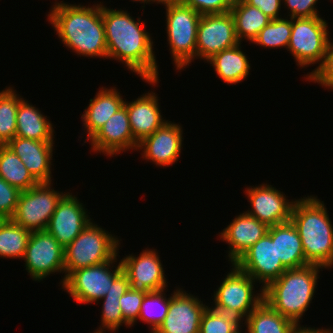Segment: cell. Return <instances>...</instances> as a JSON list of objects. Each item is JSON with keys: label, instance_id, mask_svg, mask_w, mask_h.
Masks as SVG:
<instances>
[{"label": "cell", "instance_id": "obj_40", "mask_svg": "<svg viewBox=\"0 0 333 333\" xmlns=\"http://www.w3.org/2000/svg\"><path fill=\"white\" fill-rule=\"evenodd\" d=\"M317 2L318 0H282L289 11V18L319 17Z\"/></svg>", "mask_w": 333, "mask_h": 333}, {"label": "cell", "instance_id": "obj_12", "mask_svg": "<svg viewBox=\"0 0 333 333\" xmlns=\"http://www.w3.org/2000/svg\"><path fill=\"white\" fill-rule=\"evenodd\" d=\"M239 43L230 11L201 15L197 29L196 59L207 61L213 55Z\"/></svg>", "mask_w": 333, "mask_h": 333}, {"label": "cell", "instance_id": "obj_33", "mask_svg": "<svg viewBox=\"0 0 333 333\" xmlns=\"http://www.w3.org/2000/svg\"><path fill=\"white\" fill-rule=\"evenodd\" d=\"M166 289L151 291L144 296L139 317L144 323L150 325V333H154L164 321L170 305V297H166Z\"/></svg>", "mask_w": 333, "mask_h": 333}, {"label": "cell", "instance_id": "obj_44", "mask_svg": "<svg viewBox=\"0 0 333 333\" xmlns=\"http://www.w3.org/2000/svg\"><path fill=\"white\" fill-rule=\"evenodd\" d=\"M7 218H5L1 213H0V226L6 221Z\"/></svg>", "mask_w": 333, "mask_h": 333}, {"label": "cell", "instance_id": "obj_38", "mask_svg": "<svg viewBox=\"0 0 333 333\" xmlns=\"http://www.w3.org/2000/svg\"><path fill=\"white\" fill-rule=\"evenodd\" d=\"M201 15L229 12L235 0H180Z\"/></svg>", "mask_w": 333, "mask_h": 333}, {"label": "cell", "instance_id": "obj_8", "mask_svg": "<svg viewBox=\"0 0 333 333\" xmlns=\"http://www.w3.org/2000/svg\"><path fill=\"white\" fill-rule=\"evenodd\" d=\"M327 24L321 16L292 18V31L287 51L292 54L296 65L301 69L322 63L331 37Z\"/></svg>", "mask_w": 333, "mask_h": 333}, {"label": "cell", "instance_id": "obj_41", "mask_svg": "<svg viewBox=\"0 0 333 333\" xmlns=\"http://www.w3.org/2000/svg\"><path fill=\"white\" fill-rule=\"evenodd\" d=\"M249 5L260 9L270 19H279L282 16L281 11L282 0H245ZM280 15V17H279Z\"/></svg>", "mask_w": 333, "mask_h": 333}, {"label": "cell", "instance_id": "obj_6", "mask_svg": "<svg viewBox=\"0 0 333 333\" xmlns=\"http://www.w3.org/2000/svg\"><path fill=\"white\" fill-rule=\"evenodd\" d=\"M167 42L176 70L196 59L197 29L201 14L180 0H164Z\"/></svg>", "mask_w": 333, "mask_h": 333}, {"label": "cell", "instance_id": "obj_26", "mask_svg": "<svg viewBox=\"0 0 333 333\" xmlns=\"http://www.w3.org/2000/svg\"><path fill=\"white\" fill-rule=\"evenodd\" d=\"M223 82L238 84L248 77L251 66L246 54L241 50V43L225 49L207 60Z\"/></svg>", "mask_w": 333, "mask_h": 333}, {"label": "cell", "instance_id": "obj_36", "mask_svg": "<svg viewBox=\"0 0 333 333\" xmlns=\"http://www.w3.org/2000/svg\"><path fill=\"white\" fill-rule=\"evenodd\" d=\"M305 76L307 81L333 90V41L329 39L322 63Z\"/></svg>", "mask_w": 333, "mask_h": 333}, {"label": "cell", "instance_id": "obj_37", "mask_svg": "<svg viewBox=\"0 0 333 333\" xmlns=\"http://www.w3.org/2000/svg\"><path fill=\"white\" fill-rule=\"evenodd\" d=\"M146 293L132 290L130 287L124 295L120 297V307L123 315V320L132 327L137 323L141 304Z\"/></svg>", "mask_w": 333, "mask_h": 333}, {"label": "cell", "instance_id": "obj_2", "mask_svg": "<svg viewBox=\"0 0 333 333\" xmlns=\"http://www.w3.org/2000/svg\"><path fill=\"white\" fill-rule=\"evenodd\" d=\"M50 8L47 19L63 45L79 56L107 59L101 2L86 7L55 0Z\"/></svg>", "mask_w": 333, "mask_h": 333}, {"label": "cell", "instance_id": "obj_28", "mask_svg": "<svg viewBox=\"0 0 333 333\" xmlns=\"http://www.w3.org/2000/svg\"><path fill=\"white\" fill-rule=\"evenodd\" d=\"M245 333H292L297 325L272 309L264 300L244 320Z\"/></svg>", "mask_w": 333, "mask_h": 333}, {"label": "cell", "instance_id": "obj_21", "mask_svg": "<svg viewBox=\"0 0 333 333\" xmlns=\"http://www.w3.org/2000/svg\"><path fill=\"white\" fill-rule=\"evenodd\" d=\"M19 156L38 183H52L54 142L30 140L15 136L6 144Z\"/></svg>", "mask_w": 333, "mask_h": 333}, {"label": "cell", "instance_id": "obj_39", "mask_svg": "<svg viewBox=\"0 0 333 333\" xmlns=\"http://www.w3.org/2000/svg\"><path fill=\"white\" fill-rule=\"evenodd\" d=\"M20 192L0 177V213L5 218L11 219L13 216Z\"/></svg>", "mask_w": 333, "mask_h": 333}, {"label": "cell", "instance_id": "obj_29", "mask_svg": "<svg viewBox=\"0 0 333 333\" xmlns=\"http://www.w3.org/2000/svg\"><path fill=\"white\" fill-rule=\"evenodd\" d=\"M129 279L127 275L122 272L112 283L108 293L102 298V314L100 330H108L109 332H116L122 324L130 327L124 320L120 307V297L129 289Z\"/></svg>", "mask_w": 333, "mask_h": 333}, {"label": "cell", "instance_id": "obj_24", "mask_svg": "<svg viewBox=\"0 0 333 333\" xmlns=\"http://www.w3.org/2000/svg\"><path fill=\"white\" fill-rule=\"evenodd\" d=\"M267 233L272 240H276L277 258L287 269H294L308 265L304 249L294 224L290 221L270 226Z\"/></svg>", "mask_w": 333, "mask_h": 333}, {"label": "cell", "instance_id": "obj_5", "mask_svg": "<svg viewBox=\"0 0 333 333\" xmlns=\"http://www.w3.org/2000/svg\"><path fill=\"white\" fill-rule=\"evenodd\" d=\"M120 245L117 236L91 221L64 248L65 275L60 284L63 285L65 278L77 269L99 265L119 256Z\"/></svg>", "mask_w": 333, "mask_h": 333}, {"label": "cell", "instance_id": "obj_3", "mask_svg": "<svg viewBox=\"0 0 333 333\" xmlns=\"http://www.w3.org/2000/svg\"><path fill=\"white\" fill-rule=\"evenodd\" d=\"M290 220L298 230L306 261L333 268V224L323 201L313 195L296 199Z\"/></svg>", "mask_w": 333, "mask_h": 333}, {"label": "cell", "instance_id": "obj_14", "mask_svg": "<svg viewBox=\"0 0 333 333\" xmlns=\"http://www.w3.org/2000/svg\"><path fill=\"white\" fill-rule=\"evenodd\" d=\"M251 209L245 211L268 227L288 222L291 219L295 203L286 199V195L269 184L250 186L245 189Z\"/></svg>", "mask_w": 333, "mask_h": 333}, {"label": "cell", "instance_id": "obj_22", "mask_svg": "<svg viewBox=\"0 0 333 333\" xmlns=\"http://www.w3.org/2000/svg\"><path fill=\"white\" fill-rule=\"evenodd\" d=\"M158 100L155 92L151 91L144 93L133 101L128 102L125 100L124 102L132 134L137 143L153 134L168 121L162 118Z\"/></svg>", "mask_w": 333, "mask_h": 333}, {"label": "cell", "instance_id": "obj_19", "mask_svg": "<svg viewBox=\"0 0 333 333\" xmlns=\"http://www.w3.org/2000/svg\"><path fill=\"white\" fill-rule=\"evenodd\" d=\"M89 142L91 150L110 158L130 149L137 151L138 143L132 134L126 106L119 108Z\"/></svg>", "mask_w": 333, "mask_h": 333}, {"label": "cell", "instance_id": "obj_32", "mask_svg": "<svg viewBox=\"0 0 333 333\" xmlns=\"http://www.w3.org/2000/svg\"><path fill=\"white\" fill-rule=\"evenodd\" d=\"M13 88L0 91V145H6L16 135L17 110L23 98Z\"/></svg>", "mask_w": 333, "mask_h": 333}, {"label": "cell", "instance_id": "obj_30", "mask_svg": "<svg viewBox=\"0 0 333 333\" xmlns=\"http://www.w3.org/2000/svg\"><path fill=\"white\" fill-rule=\"evenodd\" d=\"M0 177L21 192L38 184L19 156L7 145H0Z\"/></svg>", "mask_w": 333, "mask_h": 333}, {"label": "cell", "instance_id": "obj_35", "mask_svg": "<svg viewBox=\"0 0 333 333\" xmlns=\"http://www.w3.org/2000/svg\"><path fill=\"white\" fill-rule=\"evenodd\" d=\"M244 327L237 317L207 307L204 311L199 333H239Z\"/></svg>", "mask_w": 333, "mask_h": 333}, {"label": "cell", "instance_id": "obj_15", "mask_svg": "<svg viewBox=\"0 0 333 333\" xmlns=\"http://www.w3.org/2000/svg\"><path fill=\"white\" fill-rule=\"evenodd\" d=\"M155 250L145 248L137 257L129 254L121 259L123 272L132 290L148 294L168 286L163 265Z\"/></svg>", "mask_w": 333, "mask_h": 333}, {"label": "cell", "instance_id": "obj_10", "mask_svg": "<svg viewBox=\"0 0 333 333\" xmlns=\"http://www.w3.org/2000/svg\"><path fill=\"white\" fill-rule=\"evenodd\" d=\"M52 187L51 182L38 183L20 192L11 220L31 232L46 231L57 203L66 193L56 191Z\"/></svg>", "mask_w": 333, "mask_h": 333}, {"label": "cell", "instance_id": "obj_23", "mask_svg": "<svg viewBox=\"0 0 333 333\" xmlns=\"http://www.w3.org/2000/svg\"><path fill=\"white\" fill-rule=\"evenodd\" d=\"M124 102L116 87L100 88L95 97L90 99L89 106L84 109L81 117L84 132L87 133L84 143L101 129L107 120L124 105Z\"/></svg>", "mask_w": 333, "mask_h": 333}, {"label": "cell", "instance_id": "obj_43", "mask_svg": "<svg viewBox=\"0 0 333 333\" xmlns=\"http://www.w3.org/2000/svg\"><path fill=\"white\" fill-rule=\"evenodd\" d=\"M133 2H140L141 4L144 3V6L142 7H145V3L147 4H151V3H157V4H162L164 0H131Z\"/></svg>", "mask_w": 333, "mask_h": 333}, {"label": "cell", "instance_id": "obj_9", "mask_svg": "<svg viewBox=\"0 0 333 333\" xmlns=\"http://www.w3.org/2000/svg\"><path fill=\"white\" fill-rule=\"evenodd\" d=\"M116 262L117 256L99 265L77 269L65 278L62 289H65L76 303L98 304L110 290L113 281L123 272L121 261L118 264Z\"/></svg>", "mask_w": 333, "mask_h": 333}, {"label": "cell", "instance_id": "obj_4", "mask_svg": "<svg viewBox=\"0 0 333 333\" xmlns=\"http://www.w3.org/2000/svg\"><path fill=\"white\" fill-rule=\"evenodd\" d=\"M323 267L308 264L287 269L263 289V300L276 312L300 326V320L314 298Z\"/></svg>", "mask_w": 333, "mask_h": 333}, {"label": "cell", "instance_id": "obj_17", "mask_svg": "<svg viewBox=\"0 0 333 333\" xmlns=\"http://www.w3.org/2000/svg\"><path fill=\"white\" fill-rule=\"evenodd\" d=\"M86 210L75 195L66 192L57 203L46 231L65 248L92 221Z\"/></svg>", "mask_w": 333, "mask_h": 333}, {"label": "cell", "instance_id": "obj_42", "mask_svg": "<svg viewBox=\"0 0 333 333\" xmlns=\"http://www.w3.org/2000/svg\"><path fill=\"white\" fill-rule=\"evenodd\" d=\"M292 333H333V329L330 330V328H316L313 327H304V326H297L296 329Z\"/></svg>", "mask_w": 333, "mask_h": 333}, {"label": "cell", "instance_id": "obj_27", "mask_svg": "<svg viewBox=\"0 0 333 333\" xmlns=\"http://www.w3.org/2000/svg\"><path fill=\"white\" fill-rule=\"evenodd\" d=\"M230 12L235 21V33L240 43L243 40L252 43L271 21L260 9L249 5L245 0H235Z\"/></svg>", "mask_w": 333, "mask_h": 333}, {"label": "cell", "instance_id": "obj_1", "mask_svg": "<svg viewBox=\"0 0 333 333\" xmlns=\"http://www.w3.org/2000/svg\"><path fill=\"white\" fill-rule=\"evenodd\" d=\"M102 18L106 36L107 59L125 63V67L154 86L158 84L159 72L154 42L144 29L145 22L130 16L124 10L109 9L102 4Z\"/></svg>", "mask_w": 333, "mask_h": 333}, {"label": "cell", "instance_id": "obj_7", "mask_svg": "<svg viewBox=\"0 0 333 333\" xmlns=\"http://www.w3.org/2000/svg\"><path fill=\"white\" fill-rule=\"evenodd\" d=\"M230 267H232L230 272L214 292V307H210L235 316L243 322L263 301V289L260 287L258 291L260 293L256 294L254 290L256 281L235 264H231Z\"/></svg>", "mask_w": 333, "mask_h": 333}, {"label": "cell", "instance_id": "obj_16", "mask_svg": "<svg viewBox=\"0 0 333 333\" xmlns=\"http://www.w3.org/2000/svg\"><path fill=\"white\" fill-rule=\"evenodd\" d=\"M208 306L201 299L182 288L170 296V305L164 321L154 333H199L201 318Z\"/></svg>", "mask_w": 333, "mask_h": 333}, {"label": "cell", "instance_id": "obj_18", "mask_svg": "<svg viewBox=\"0 0 333 333\" xmlns=\"http://www.w3.org/2000/svg\"><path fill=\"white\" fill-rule=\"evenodd\" d=\"M183 129L177 123L167 121L153 134L138 143L142 158L156 166L168 167L178 161L183 142Z\"/></svg>", "mask_w": 333, "mask_h": 333}, {"label": "cell", "instance_id": "obj_11", "mask_svg": "<svg viewBox=\"0 0 333 333\" xmlns=\"http://www.w3.org/2000/svg\"><path fill=\"white\" fill-rule=\"evenodd\" d=\"M23 259L34 281L40 282L56 272L65 274L64 248L47 231L31 232Z\"/></svg>", "mask_w": 333, "mask_h": 333}, {"label": "cell", "instance_id": "obj_25", "mask_svg": "<svg viewBox=\"0 0 333 333\" xmlns=\"http://www.w3.org/2000/svg\"><path fill=\"white\" fill-rule=\"evenodd\" d=\"M26 99L19 102L16 116V135L17 137L27 138L30 140H38L44 142L54 141L53 123L43 115V113L28 103Z\"/></svg>", "mask_w": 333, "mask_h": 333}, {"label": "cell", "instance_id": "obj_31", "mask_svg": "<svg viewBox=\"0 0 333 333\" xmlns=\"http://www.w3.org/2000/svg\"><path fill=\"white\" fill-rule=\"evenodd\" d=\"M30 234L31 231L6 219L0 226V257L23 260Z\"/></svg>", "mask_w": 333, "mask_h": 333}, {"label": "cell", "instance_id": "obj_34", "mask_svg": "<svg viewBox=\"0 0 333 333\" xmlns=\"http://www.w3.org/2000/svg\"><path fill=\"white\" fill-rule=\"evenodd\" d=\"M290 19V20H289ZM292 31V18L283 16L271 21L259 32L252 44L263 46L268 49L279 47L288 49Z\"/></svg>", "mask_w": 333, "mask_h": 333}, {"label": "cell", "instance_id": "obj_20", "mask_svg": "<svg viewBox=\"0 0 333 333\" xmlns=\"http://www.w3.org/2000/svg\"><path fill=\"white\" fill-rule=\"evenodd\" d=\"M268 226L246 212L240 213L218 234L229 245L228 258L234 264L268 231Z\"/></svg>", "mask_w": 333, "mask_h": 333}, {"label": "cell", "instance_id": "obj_13", "mask_svg": "<svg viewBox=\"0 0 333 333\" xmlns=\"http://www.w3.org/2000/svg\"><path fill=\"white\" fill-rule=\"evenodd\" d=\"M234 264L256 282L262 284V289H265L287 270L280 258H277L276 240H272L268 233L250 247Z\"/></svg>", "mask_w": 333, "mask_h": 333}]
</instances>
